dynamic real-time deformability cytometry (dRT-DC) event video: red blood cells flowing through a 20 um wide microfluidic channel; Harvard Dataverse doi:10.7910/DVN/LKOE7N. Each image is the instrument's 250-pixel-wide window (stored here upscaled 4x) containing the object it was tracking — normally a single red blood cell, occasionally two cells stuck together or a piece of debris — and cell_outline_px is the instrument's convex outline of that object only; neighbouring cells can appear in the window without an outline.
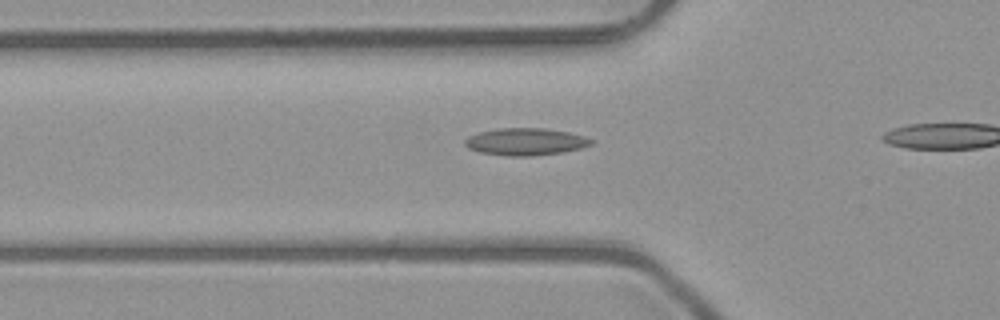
{"species": "common noctule bat (a hibernating species)", "species_latin": "Nyctalus noctula", "temperature_condition": "room temperature", "stored_images_in_passage": 12, "camera_frame_rate_fps": 3000, "um_per_image_px": 0.085, "animal": {"sex": "male", "body_mass_g": 23.1, "forearm_length_mm": 52.7}, "frame": {"image": 1, "passage_image": 7, "time_ms": 2.0, "image_size_px": [1000, 320], "cell_outline_px": [[596, 140], [592, 144], [580, 148], [560, 152], [528, 156], [512, 156], [480, 152], [468, 148], [464, 144], [464, 140], [468, 136], [480, 132], [496, 128], [544, 128], [568, 132], [584, 136]], "centroid_in_image_um": [44.66, 12.03], "position_along_channel_um": 81.1, "area_um2": 19.88}}
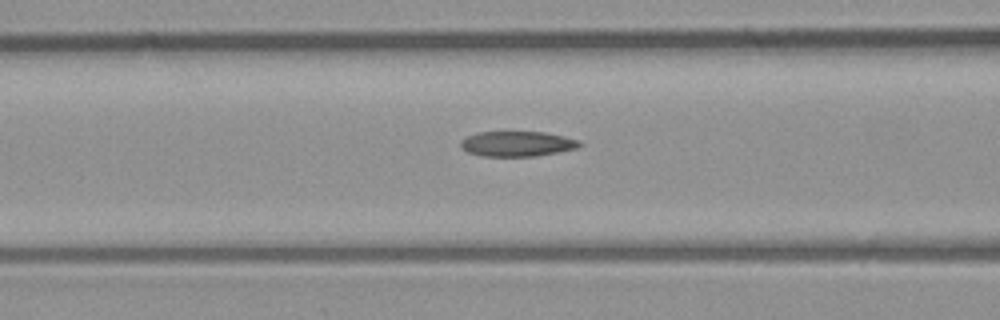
{"frame": {"image": 2, "passage_image": 10, "time_ms": 3.0, "image_size_px": [1000, 320], "cell_outline_px": [[584, 144], [576, 148], [556, 152], [532, 156], [484, 156], [468, 152], [460, 148], [460, 140], [468, 136], [480, 132], [544, 132], [564, 136], [580, 140]], "centroid_in_image_um": [43.96, 12.22], "position_along_channel_um": 122.6, "area_um2": 17.34}}